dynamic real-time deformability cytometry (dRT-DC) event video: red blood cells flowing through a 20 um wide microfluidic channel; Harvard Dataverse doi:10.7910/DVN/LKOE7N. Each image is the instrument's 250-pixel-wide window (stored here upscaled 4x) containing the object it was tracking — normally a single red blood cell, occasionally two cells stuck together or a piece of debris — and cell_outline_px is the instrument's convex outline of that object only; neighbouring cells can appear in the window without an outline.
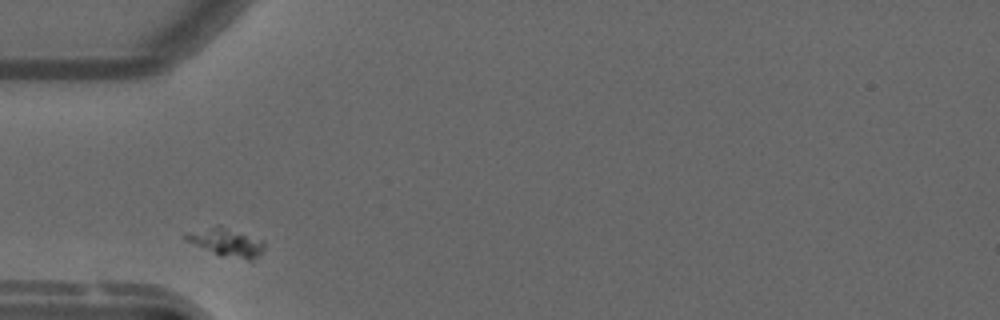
{"species": "common noctule bat (a hibernating species)", "species_latin": "Nyctalus noctula", "temperature_condition": "warm", "stored_images_in_passage": 4, "camera_frame_rate_fps": 3000, "um_per_image_px": 0.085, "animal": {"sex": "male", "forearm_length_mm": 52.5}, "frame": {"image": 1, "passage_image": 2, "time_ms": 0.333, "image_size_px": [1000, 320], "cell_outline_px": [[264, 248], [252, 260], [248, 260], [220, 256], [184, 240], [184, 236], [220, 224], [264, 240]], "centroid_in_image_um": [19.31, 20.61], "position_along_channel_um": 65.7, "area_um2": 12.66}}